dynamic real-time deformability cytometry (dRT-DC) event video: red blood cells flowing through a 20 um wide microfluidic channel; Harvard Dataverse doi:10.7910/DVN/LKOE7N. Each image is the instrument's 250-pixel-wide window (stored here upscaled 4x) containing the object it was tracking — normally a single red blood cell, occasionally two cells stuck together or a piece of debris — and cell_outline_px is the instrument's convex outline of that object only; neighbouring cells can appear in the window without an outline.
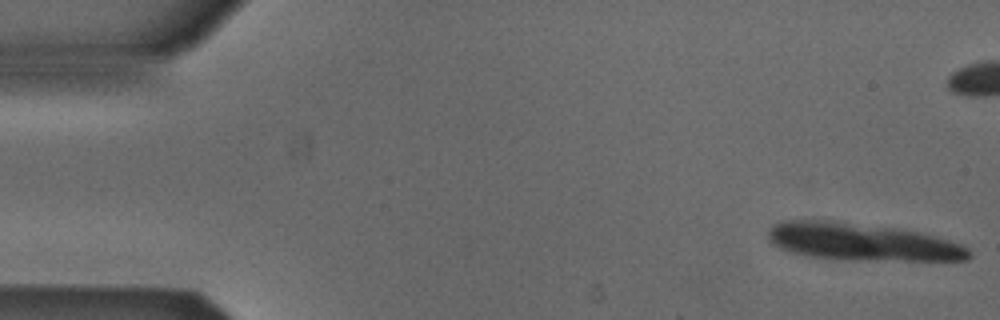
{"species": "Egyptian fruit bat (a non-hibernating species)", "species_latin": "Rousettus aegyptiacus", "temperature_condition": "cold", "stored_images_in_passage": 11, "camera_frame_rate_fps": 3000, "um_per_image_px": 0.085, "animal": {"sex": "male"}, "frame": {"image": 1, "passage_image": 1, "time_ms": 0.0, "image_size_px": [1000, 320], "cell_outline_px": [[972, 256], [968, 260], [844, 260], [804, 256], [788, 252], [776, 248], [768, 240], [768, 232], [772, 224], [784, 220], [836, 220], [896, 228], [920, 232], [936, 236], [964, 244], [968, 248]], "centroid_in_image_um": [73.22, 20.56], "position_along_channel_um": 11.8, "area_um2": 44.62}}